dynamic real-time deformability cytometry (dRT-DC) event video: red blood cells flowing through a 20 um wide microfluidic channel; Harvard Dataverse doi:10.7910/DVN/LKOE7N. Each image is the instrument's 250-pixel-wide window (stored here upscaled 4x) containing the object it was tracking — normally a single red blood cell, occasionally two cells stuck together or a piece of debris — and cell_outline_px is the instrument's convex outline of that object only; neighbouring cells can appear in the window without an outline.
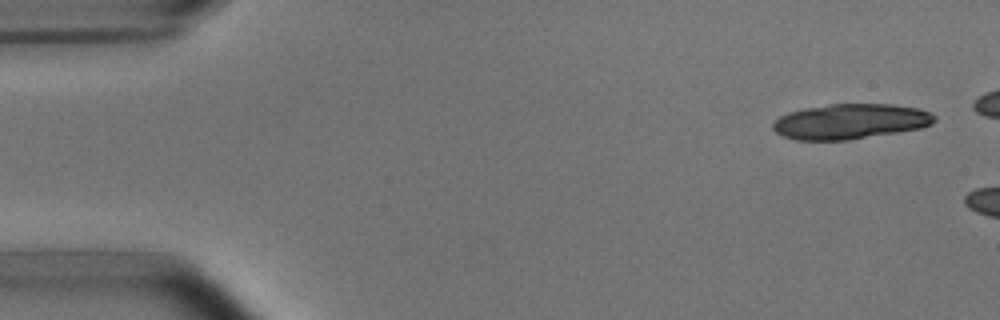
{"species": "common noctule bat (a hibernating species)", "species_latin": "Nyctalus noctula", "temperature_condition": "room temperature", "stored_images_in_passage": 5, "camera_frame_rate_fps": 3000, "um_per_image_px": 0.085, "animal": {"sex": "male", "body_mass_g": 15.6}, "frame": {"image": 1, "passage_image": 1, "time_ms": 0.0, "image_size_px": [1000, 320], "cell_outline_px": [[936, 120], [932, 124], [920, 128], [848, 140], [796, 140], [784, 136], [776, 132], [772, 128], [772, 124], [780, 116], [788, 112], [804, 108], [828, 104], [892, 104], [920, 108], [932, 112], [936, 116]], "centroid_in_image_um": [72.29, 10.31], "position_along_channel_um": 12.7, "area_um2": 33.23}}